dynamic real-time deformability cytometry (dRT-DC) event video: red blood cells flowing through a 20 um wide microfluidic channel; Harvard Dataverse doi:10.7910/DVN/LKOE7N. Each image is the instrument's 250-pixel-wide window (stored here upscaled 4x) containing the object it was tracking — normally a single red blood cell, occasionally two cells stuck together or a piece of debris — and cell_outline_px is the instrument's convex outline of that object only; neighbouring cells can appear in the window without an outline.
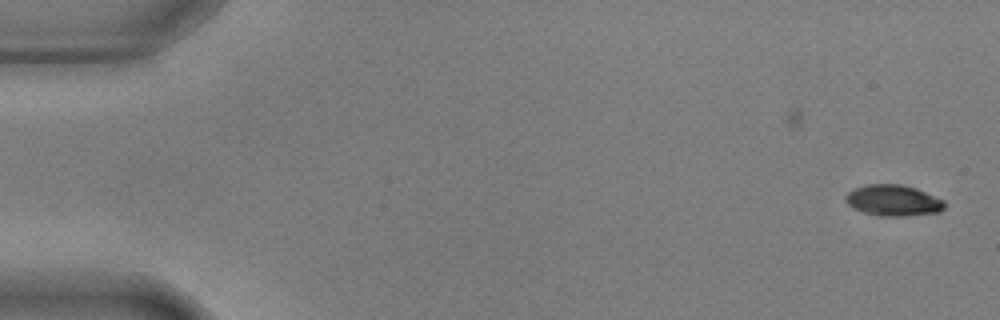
{"species": "common noctule bat (a hibernating species)", "species_latin": "Nyctalus noctula", "temperature_condition": "warm", "stored_images_in_passage": 31, "camera_frame_rate_fps": 3000, "um_per_image_px": 0.085, "animal": {"sex": "male", "body_mass_g": 17.9, "forearm_length_mm": 54.2}, "frame": {"image": 1, "passage_image": 1, "time_ms": 0.0, "image_size_px": [1000, 320], "cell_outline_px": [[944, 208], [940, 212], [908, 216], [880, 216], [864, 212], [852, 208], [844, 200], [844, 196], [848, 192], [856, 188], [868, 184], [900, 184], [916, 188], [944, 200]], "centroid_in_image_um": [75.92, 17.04], "position_along_channel_um": 9.1, "area_um2": 17.98}}
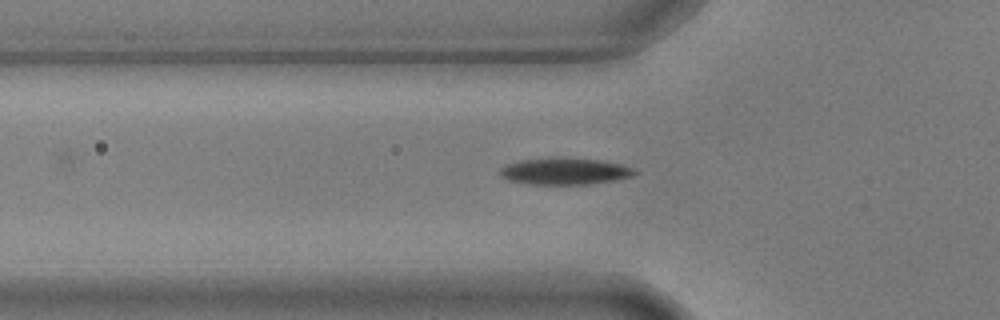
{"frame": {"image": 2, "passage_image": 18, "time_ms": 5.667, "image_size_px": [1000, 320], "cell_outline_px": [[636, 172], [632, 176], [616, 180], [588, 184], [528, 184], [508, 180], [500, 176], [500, 168], [504, 164], [520, 160], [556, 156], [600, 160], [624, 164], [632, 168]], "centroid_in_image_um": [47.97, 14.54], "position_along_channel_um": 77.8, "area_um2": 21.33}}
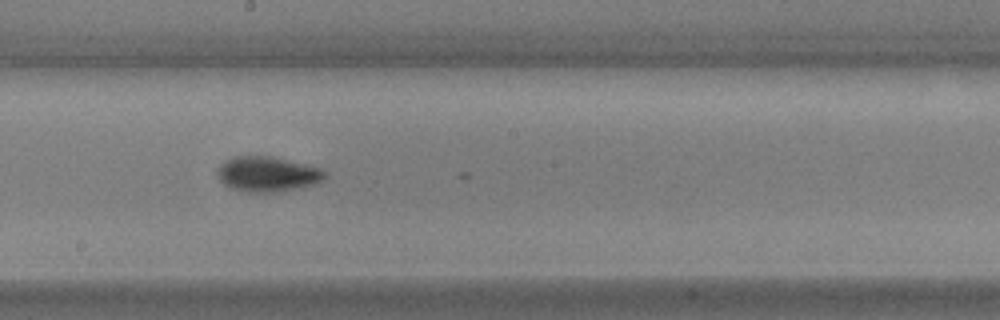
{"frame": {"image": 3, "passage_image": 30, "time_ms": 9.667, "image_size_px": [1000, 320], "cell_outline_px": [[324, 180], [316, 184], [304, 188], [280, 192], [248, 192], [228, 188], [216, 176], [216, 172], [220, 164], [224, 160], [232, 156], [272, 156], [320, 168], [324, 172]], "centroid_in_image_um": [22.7, 14.81], "position_along_channel_um": 225.5, "area_um2": 22.37}}